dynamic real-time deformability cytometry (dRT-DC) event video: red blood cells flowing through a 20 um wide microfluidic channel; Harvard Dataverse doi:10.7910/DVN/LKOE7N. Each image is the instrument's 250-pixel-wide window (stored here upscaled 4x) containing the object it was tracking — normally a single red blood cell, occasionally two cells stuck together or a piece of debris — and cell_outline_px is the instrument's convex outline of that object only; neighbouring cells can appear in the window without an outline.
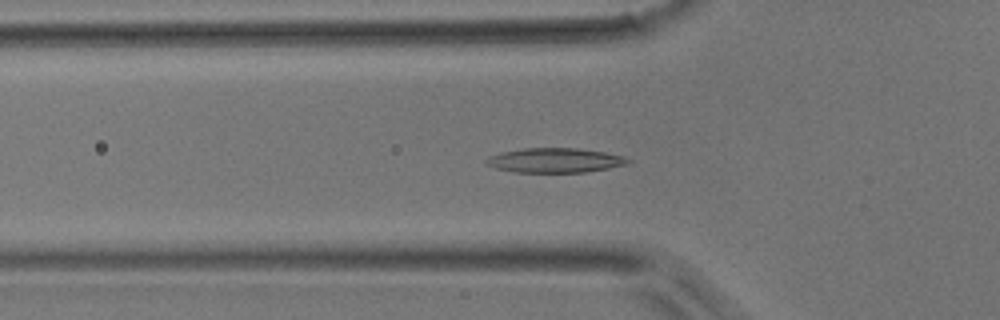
{"species": "common noctule bat (a hibernating species)", "species_latin": "Nyctalus noctula", "temperature_condition": "room temperature", "stored_images_in_passage": 38, "camera_frame_rate_fps": 3000, "um_per_image_px": 0.085, "animal": {"sex": "male", "body_mass_g": 17.9}, "frame": {"image": 1, "passage_image": 5, "time_ms": 1.333, "image_size_px": [1000, 320], "cell_outline_px": [[632, 160], [628, 164], [608, 168], [584, 172], [516, 172], [496, 168], [488, 164], [484, 160], [492, 156], [504, 152], [524, 148], [580, 148], [604, 152], [624, 156]], "centroid_in_image_um": [47.24, 13.62], "position_along_channel_um": 78.6, "area_um2": 20.06}}
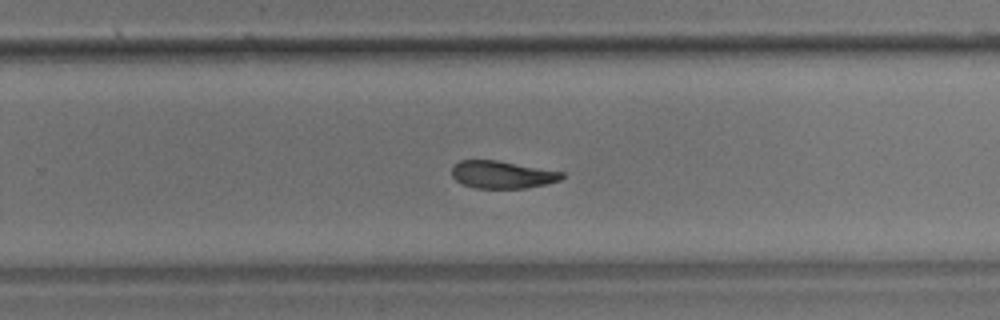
{"frame": {"image": 2, "passage_image": 20, "time_ms": 6.333, "image_size_px": [1000, 320], "cell_outline_px": [[564, 176], [560, 180], [544, 184], [524, 188], [476, 188], [464, 184], [456, 180], [452, 176], [452, 164], [460, 160], [496, 160], [564, 172]], "centroid_in_image_um": [42.66, 14.83], "position_along_channel_um": 287.1, "area_um2": 17.51}}
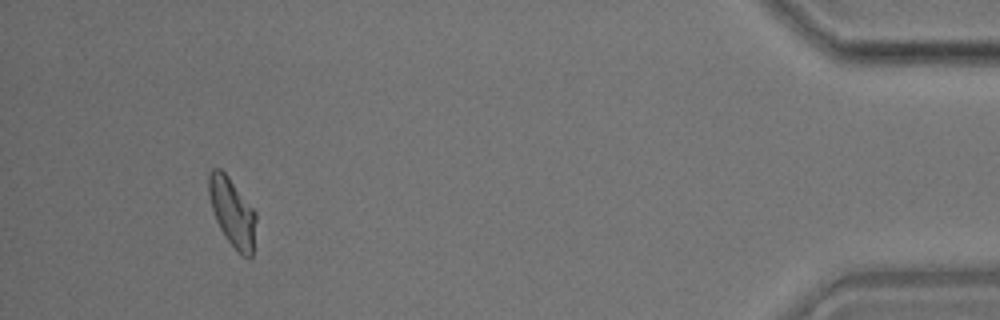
{"frame": {"image": 3, "passage_image": 34, "time_ms": 11.0, "image_size_px": [1000, 320], "cell_outline_px": [[256, 220], [252, 256], [248, 260], [228, 240], [220, 228], [216, 220], [208, 196], [208, 172], [212, 168], [220, 168], [228, 176], [256, 212]], "centroid_in_image_um": [19.73, 18.0], "position_along_channel_um": 415.5, "area_um2": 18.67}}